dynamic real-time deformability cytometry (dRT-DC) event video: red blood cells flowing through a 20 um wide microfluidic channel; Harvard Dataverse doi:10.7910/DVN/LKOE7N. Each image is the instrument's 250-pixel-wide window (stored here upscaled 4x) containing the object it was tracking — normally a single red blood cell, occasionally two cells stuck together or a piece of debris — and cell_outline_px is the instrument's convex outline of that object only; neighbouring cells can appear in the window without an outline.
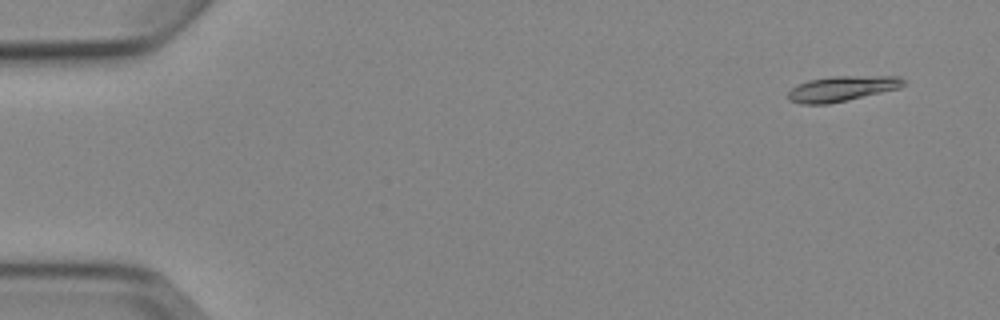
{"species": "Egyptian fruit bat (a non-hibernating species)", "species_latin": "Rousettus aegyptiacus", "temperature_condition": "cold", "stored_images_in_passage": 4, "camera_frame_rate_fps": 3000, "um_per_image_px": 0.085, "animal": {"sex": "female"}, "frame": {"image": 1, "passage_image": 1, "time_ms": 0.0, "image_size_px": [1000, 320], "cell_outline_px": [[908, 84], [900, 88], [848, 100], [828, 104], [800, 104], [788, 100], [788, 92], [792, 88], [808, 80], [832, 76], [900, 76]], "centroid_in_image_um": [71.6, 7.53], "position_along_channel_um": 13.4, "area_um2": 17.11}}
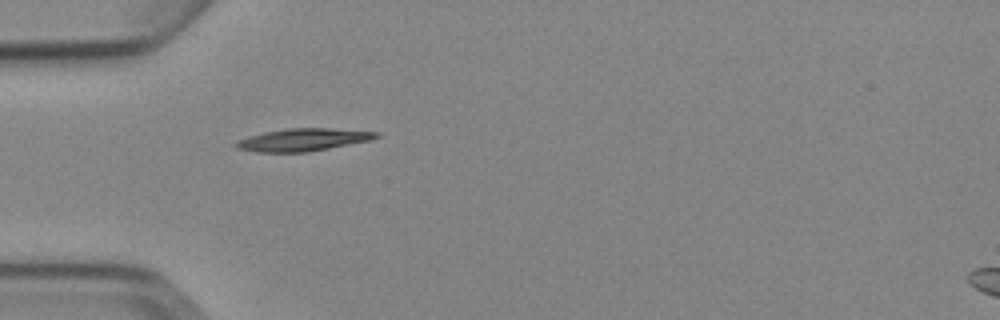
{"frame": {"image": 2, "passage_image": 4, "time_ms": 4.333, "image_size_px": [1000, 320], "cell_outline_px": [[380, 136], [372, 140], [308, 152], [256, 152], [236, 148], [232, 144], [236, 140], [248, 136], [264, 132], [288, 128], [328, 128], [380, 132]], "centroid_in_image_um": [25.73, 11.88], "position_along_channel_um": 59.3, "area_um2": 18.55}}